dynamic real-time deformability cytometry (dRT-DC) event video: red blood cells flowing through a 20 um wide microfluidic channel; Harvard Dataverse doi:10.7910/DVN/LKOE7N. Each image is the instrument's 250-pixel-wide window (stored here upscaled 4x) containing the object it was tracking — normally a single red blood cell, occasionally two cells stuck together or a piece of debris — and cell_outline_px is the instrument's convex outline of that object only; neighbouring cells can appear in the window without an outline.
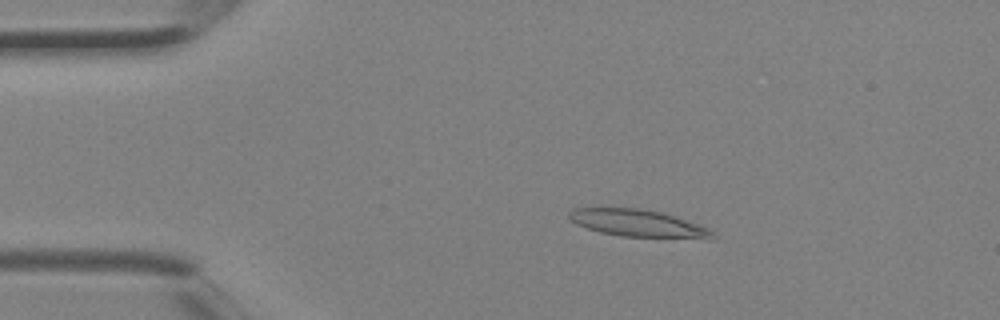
{"species": "Egyptian fruit bat (a non-hibernating species)", "species_latin": "Rousettus aegyptiacus", "temperature_condition": "room temperature", "stored_images_in_passage": 3, "camera_frame_rate_fps": 3000, "um_per_image_px": 0.085, "animal": {"sex": "female"}, "frame": {"image": 1, "passage_image": 2, "time_ms": 0.333, "image_size_px": [1000, 320], "cell_outline_px": [[716, 240], [712, 240], [620, 236], [600, 232], [576, 224], [568, 216], [568, 212], [572, 208], [640, 208], [660, 212], [708, 228], [716, 236]], "centroid_in_image_um": [54.27, 19.01], "position_along_channel_um": 30.7, "area_um2": 22.89}}